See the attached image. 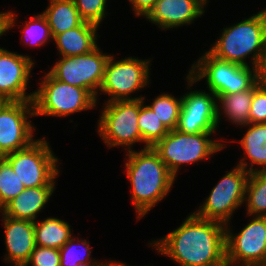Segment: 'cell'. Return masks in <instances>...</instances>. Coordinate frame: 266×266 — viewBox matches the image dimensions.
Returning <instances> with one entry per match:
<instances>
[{
    "instance_id": "1",
    "label": "cell",
    "mask_w": 266,
    "mask_h": 266,
    "mask_svg": "<svg viewBox=\"0 0 266 266\" xmlns=\"http://www.w3.org/2000/svg\"><path fill=\"white\" fill-rule=\"evenodd\" d=\"M226 225L194 212L164 238L150 244L180 266H227Z\"/></svg>"
},
{
    "instance_id": "2",
    "label": "cell",
    "mask_w": 266,
    "mask_h": 266,
    "mask_svg": "<svg viewBox=\"0 0 266 266\" xmlns=\"http://www.w3.org/2000/svg\"><path fill=\"white\" fill-rule=\"evenodd\" d=\"M126 156V176L131 184V199L140 219L167 196L175 177L153 147L131 150Z\"/></svg>"
},
{
    "instance_id": "3",
    "label": "cell",
    "mask_w": 266,
    "mask_h": 266,
    "mask_svg": "<svg viewBox=\"0 0 266 266\" xmlns=\"http://www.w3.org/2000/svg\"><path fill=\"white\" fill-rule=\"evenodd\" d=\"M266 49V8L230 27H226L219 39L209 49L215 57L250 67L246 58L252 54V66Z\"/></svg>"
},
{
    "instance_id": "4",
    "label": "cell",
    "mask_w": 266,
    "mask_h": 266,
    "mask_svg": "<svg viewBox=\"0 0 266 266\" xmlns=\"http://www.w3.org/2000/svg\"><path fill=\"white\" fill-rule=\"evenodd\" d=\"M203 78L209 92L217 97L250 89L255 84V69L219 59L207 51L186 76L189 88Z\"/></svg>"
},
{
    "instance_id": "5",
    "label": "cell",
    "mask_w": 266,
    "mask_h": 266,
    "mask_svg": "<svg viewBox=\"0 0 266 266\" xmlns=\"http://www.w3.org/2000/svg\"><path fill=\"white\" fill-rule=\"evenodd\" d=\"M214 132L187 134L177 129L170 130L153 149L176 178L179 168L183 164L197 163L207 160L216 152L227 147L220 141H213L209 137Z\"/></svg>"
},
{
    "instance_id": "6",
    "label": "cell",
    "mask_w": 266,
    "mask_h": 266,
    "mask_svg": "<svg viewBox=\"0 0 266 266\" xmlns=\"http://www.w3.org/2000/svg\"><path fill=\"white\" fill-rule=\"evenodd\" d=\"M34 91L35 116L67 117L96 107V98L86 89L55 79L49 72Z\"/></svg>"
},
{
    "instance_id": "7",
    "label": "cell",
    "mask_w": 266,
    "mask_h": 266,
    "mask_svg": "<svg viewBox=\"0 0 266 266\" xmlns=\"http://www.w3.org/2000/svg\"><path fill=\"white\" fill-rule=\"evenodd\" d=\"M247 158H242L238 165L225 174L213 187L210 195L196 212L197 216L230 225L231 216L244 203L247 182L250 173Z\"/></svg>"
},
{
    "instance_id": "8",
    "label": "cell",
    "mask_w": 266,
    "mask_h": 266,
    "mask_svg": "<svg viewBox=\"0 0 266 266\" xmlns=\"http://www.w3.org/2000/svg\"><path fill=\"white\" fill-rule=\"evenodd\" d=\"M25 188L55 186L60 172L51 146L44 139L33 141L28 147L3 156Z\"/></svg>"
},
{
    "instance_id": "9",
    "label": "cell",
    "mask_w": 266,
    "mask_h": 266,
    "mask_svg": "<svg viewBox=\"0 0 266 266\" xmlns=\"http://www.w3.org/2000/svg\"><path fill=\"white\" fill-rule=\"evenodd\" d=\"M103 107L97 132L109 148L125 146L131 151L133 144L143 142L138 127L139 99L116 100Z\"/></svg>"
},
{
    "instance_id": "10",
    "label": "cell",
    "mask_w": 266,
    "mask_h": 266,
    "mask_svg": "<svg viewBox=\"0 0 266 266\" xmlns=\"http://www.w3.org/2000/svg\"><path fill=\"white\" fill-rule=\"evenodd\" d=\"M114 59V55H110L99 90L111 96L105 103L116 100L144 99V96L132 98L130 94L149 84L150 59L142 60L133 57L119 61H114Z\"/></svg>"
},
{
    "instance_id": "11",
    "label": "cell",
    "mask_w": 266,
    "mask_h": 266,
    "mask_svg": "<svg viewBox=\"0 0 266 266\" xmlns=\"http://www.w3.org/2000/svg\"><path fill=\"white\" fill-rule=\"evenodd\" d=\"M110 55L103 54L99 46L84 55L61 57L49 73L57 80L88 90L97 101L103 82L106 63Z\"/></svg>"
},
{
    "instance_id": "12",
    "label": "cell",
    "mask_w": 266,
    "mask_h": 266,
    "mask_svg": "<svg viewBox=\"0 0 266 266\" xmlns=\"http://www.w3.org/2000/svg\"><path fill=\"white\" fill-rule=\"evenodd\" d=\"M35 116L33 101H8L0 109V155L28 147L35 128L28 120Z\"/></svg>"
},
{
    "instance_id": "13",
    "label": "cell",
    "mask_w": 266,
    "mask_h": 266,
    "mask_svg": "<svg viewBox=\"0 0 266 266\" xmlns=\"http://www.w3.org/2000/svg\"><path fill=\"white\" fill-rule=\"evenodd\" d=\"M252 219L235 235L226 225V265L266 263V217Z\"/></svg>"
},
{
    "instance_id": "14",
    "label": "cell",
    "mask_w": 266,
    "mask_h": 266,
    "mask_svg": "<svg viewBox=\"0 0 266 266\" xmlns=\"http://www.w3.org/2000/svg\"><path fill=\"white\" fill-rule=\"evenodd\" d=\"M216 102V96L212 92L191 90L183 95L176 129L187 134L216 132Z\"/></svg>"
},
{
    "instance_id": "15",
    "label": "cell",
    "mask_w": 266,
    "mask_h": 266,
    "mask_svg": "<svg viewBox=\"0 0 266 266\" xmlns=\"http://www.w3.org/2000/svg\"><path fill=\"white\" fill-rule=\"evenodd\" d=\"M34 63L27 55L0 48V99L6 101H33L34 92L27 95Z\"/></svg>"
},
{
    "instance_id": "16",
    "label": "cell",
    "mask_w": 266,
    "mask_h": 266,
    "mask_svg": "<svg viewBox=\"0 0 266 266\" xmlns=\"http://www.w3.org/2000/svg\"><path fill=\"white\" fill-rule=\"evenodd\" d=\"M205 5L204 0H157L145 18L159 28L168 30L191 24L204 14Z\"/></svg>"
},
{
    "instance_id": "17",
    "label": "cell",
    "mask_w": 266,
    "mask_h": 266,
    "mask_svg": "<svg viewBox=\"0 0 266 266\" xmlns=\"http://www.w3.org/2000/svg\"><path fill=\"white\" fill-rule=\"evenodd\" d=\"M2 215L7 249L4 259L13 266H24L36 247L34 222Z\"/></svg>"
},
{
    "instance_id": "18",
    "label": "cell",
    "mask_w": 266,
    "mask_h": 266,
    "mask_svg": "<svg viewBox=\"0 0 266 266\" xmlns=\"http://www.w3.org/2000/svg\"><path fill=\"white\" fill-rule=\"evenodd\" d=\"M54 189L55 186L25 188L1 209V213L7 217L35 222Z\"/></svg>"
},
{
    "instance_id": "19",
    "label": "cell",
    "mask_w": 266,
    "mask_h": 266,
    "mask_svg": "<svg viewBox=\"0 0 266 266\" xmlns=\"http://www.w3.org/2000/svg\"><path fill=\"white\" fill-rule=\"evenodd\" d=\"M97 25L83 21L79 26L57 34L53 40L61 57L90 53L97 47Z\"/></svg>"
},
{
    "instance_id": "20",
    "label": "cell",
    "mask_w": 266,
    "mask_h": 266,
    "mask_svg": "<svg viewBox=\"0 0 266 266\" xmlns=\"http://www.w3.org/2000/svg\"><path fill=\"white\" fill-rule=\"evenodd\" d=\"M42 14L48 22L53 38L83 22L74 0H50L48 7Z\"/></svg>"
},
{
    "instance_id": "21",
    "label": "cell",
    "mask_w": 266,
    "mask_h": 266,
    "mask_svg": "<svg viewBox=\"0 0 266 266\" xmlns=\"http://www.w3.org/2000/svg\"><path fill=\"white\" fill-rule=\"evenodd\" d=\"M253 99V86L242 92H236L234 94L219 95L216 97L217 104V120L218 125L220 123L221 111L223 115L236 125H248V115L250 106ZM222 109L220 111V109Z\"/></svg>"
},
{
    "instance_id": "22",
    "label": "cell",
    "mask_w": 266,
    "mask_h": 266,
    "mask_svg": "<svg viewBox=\"0 0 266 266\" xmlns=\"http://www.w3.org/2000/svg\"><path fill=\"white\" fill-rule=\"evenodd\" d=\"M244 126L249 128L239 143L251 162L247 171H266V123H249ZM254 164L260 165L261 169H254Z\"/></svg>"
},
{
    "instance_id": "23",
    "label": "cell",
    "mask_w": 266,
    "mask_h": 266,
    "mask_svg": "<svg viewBox=\"0 0 266 266\" xmlns=\"http://www.w3.org/2000/svg\"><path fill=\"white\" fill-rule=\"evenodd\" d=\"M70 225L64 220L49 217L43 221L34 222L36 246L62 248L72 237Z\"/></svg>"
},
{
    "instance_id": "24",
    "label": "cell",
    "mask_w": 266,
    "mask_h": 266,
    "mask_svg": "<svg viewBox=\"0 0 266 266\" xmlns=\"http://www.w3.org/2000/svg\"><path fill=\"white\" fill-rule=\"evenodd\" d=\"M138 127L145 143L144 148L153 147L169 132L155 112L148 105H144V99H139Z\"/></svg>"
},
{
    "instance_id": "25",
    "label": "cell",
    "mask_w": 266,
    "mask_h": 266,
    "mask_svg": "<svg viewBox=\"0 0 266 266\" xmlns=\"http://www.w3.org/2000/svg\"><path fill=\"white\" fill-rule=\"evenodd\" d=\"M245 194L247 214L266 217V171L250 173Z\"/></svg>"
},
{
    "instance_id": "26",
    "label": "cell",
    "mask_w": 266,
    "mask_h": 266,
    "mask_svg": "<svg viewBox=\"0 0 266 266\" xmlns=\"http://www.w3.org/2000/svg\"><path fill=\"white\" fill-rule=\"evenodd\" d=\"M181 105L182 97L176 99L171 94L166 93L158 95L153 103L148 106L170 131L177 128Z\"/></svg>"
},
{
    "instance_id": "27",
    "label": "cell",
    "mask_w": 266,
    "mask_h": 266,
    "mask_svg": "<svg viewBox=\"0 0 266 266\" xmlns=\"http://www.w3.org/2000/svg\"><path fill=\"white\" fill-rule=\"evenodd\" d=\"M24 190L25 186L13 171L12 166L2 157L0 160V210Z\"/></svg>"
},
{
    "instance_id": "28",
    "label": "cell",
    "mask_w": 266,
    "mask_h": 266,
    "mask_svg": "<svg viewBox=\"0 0 266 266\" xmlns=\"http://www.w3.org/2000/svg\"><path fill=\"white\" fill-rule=\"evenodd\" d=\"M78 242V244H77ZM81 250L77 247L80 246ZM76 246V247H75ZM90 244L86 240L76 239L71 237L65 245L59 249L60 253V266H76L80 263L98 262L90 258L91 256Z\"/></svg>"
},
{
    "instance_id": "29",
    "label": "cell",
    "mask_w": 266,
    "mask_h": 266,
    "mask_svg": "<svg viewBox=\"0 0 266 266\" xmlns=\"http://www.w3.org/2000/svg\"><path fill=\"white\" fill-rule=\"evenodd\" d=\"M23 38L28 40L27 43L23 42L24 44L36 47L43 46L49 39H53L48 22L42 13L32 16L24 24L22 41Z\"/></svg>"
},
{
    "instance_id": "30",
    "label": "cell",
    "mask_w": 266,
    "mask_h": 266,
    "mask_svg": "<svg viewBox=\"0 0 266 266\" xmlns=\"http://www.w3.org/2000/svg\"><path fill=\"white\" fill-rule=\"evenodd\" d=\"M107 0H74L80 18L99 26L106 14Z\"/></svg>"
},
{
    "instance_id": "31",
    "label": "cell",
    "mask_w": 266,
    "mask_h": 266,
    "mask_svg": "<svg viewBox=\"0 0 266 266\" xmlns=\"http://www.w3.org/2000/svg\"><path fill=\"white\" fill-rule=\"evenodd\" d=\"M60 266L59 249L36 246L24 266Z\"/></svg>"
},
{
    "instance_id": "32",
    "label": "cell",
    "mask_w": 266,
    "mask_h": 266,
    "mask_svg": "<svg viewBox=\"0 0 266 266\" xmlns=\"http://www.w3.org/2000/svg\"><path fill=\"white\" fill-rule=\"evenodd\" d=\"M249 123H266V90L253 85V99L248 115Z\"/></svg>"
},
{
    "instance_id": "33",
    "label": "cell",
    "mask_w": 266,
    "mask_h": 266,
    "mask_svg": "<svg viewBox=\"0 0 266 266\" xmlns=\"http://www.w3.org/2000/svg\"><path fill=\"white\" fill-rule=\"evenodd\" d=\"M254 69L255 84L257 87L266 90V49L256 62Z\"/></svg>"
},
{
    "instance_id": "34",
    "label": "cell",
    "mask_w": 266,
    "mask_h": 266,
    "mask_svg": "<svg viewBox=\"0 0 266 266\" xmlns=\"http://www.w3.org/2000/svg\"><path fill=\"white\" fill-rule=\"evenodd\" d=\"M156 1L157 0H129V2L132 3L134 14L143 17H146L154 8Z\"/></svg>"
},
{
    "instance_id": "35",
    "label": "cell",
    "mask_w": 266,
    "mask_h": 266,
    "mask_svg": "<svg viewBox=\"0 0 266 266\" xmlns=\"http://www.w3.org/2000/svg\"><path fill=\"white\" fill-rule=\"evenodd\" d=\"M105 263H101V262H88V263H80L77 264L76 266H105Z\"/></svg>"
},
{
    "instance_id": "36",
    "label": "cell",
    "mask_w": 266,
    "mask_h": 266,
    "mask_svg": "<svg viewBox=\"0 0 266 266\" xmlns=\"http://www.w3.org/2000/svg\"><path fill=\"white\" fill-rule=\"evenodd\" d=\"M105 266H127L126 263L117 262V261H110L106 262Z\"/></svg>"
},
{
    "instance_id": "37",
    "label": "cell",
    "mask_w": 266,
    "mask_h": 266,
    "mask_svg": "<svg viewBox=\"0 0 266 266\" xmlns=\"http://www.w3.org/2000/svg\"><path fill=\"white\" fill-rule=\"evenodd\" d=\"M227 266H266V263H249V264L227 265Z\"/></svg>"
},
{
    "instance_id": "38",
    "label": "cell",
    "mask_w": 266,
    "mask_h": 266,
    "mask_svg": "<svg viewBox=\"0 0 266 266\" xmlns=\"http://www.w3.org/2000/svg\"><path fill=\"white\" fill-rule=\"evenodd\" d=\"M8 101L0 99V109L7 103Z\"/></svg>"
}]
</instances>
